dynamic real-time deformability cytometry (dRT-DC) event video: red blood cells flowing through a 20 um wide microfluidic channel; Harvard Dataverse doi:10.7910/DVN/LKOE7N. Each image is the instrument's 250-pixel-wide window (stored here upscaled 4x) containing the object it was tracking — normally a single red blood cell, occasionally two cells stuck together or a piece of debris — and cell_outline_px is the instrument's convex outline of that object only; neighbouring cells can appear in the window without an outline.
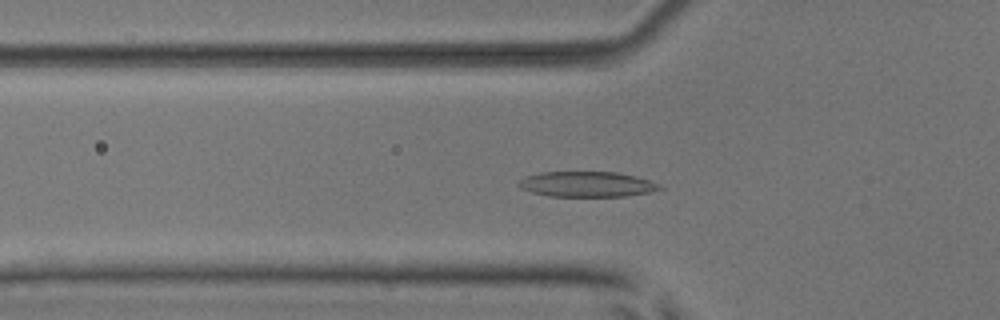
{"species": "common noctule bat (a hibernating species)", "species_latin": "Nyctalus noctula", "temperature_condition": "room temperature", "stored_images_in_passage": 53, "camera_frame_rate_fps": 3000, "um_per_image_px": 0.085, "animal": {"sex": "male", "body_mass_g": 17.9, "forearm_length_mm": 54.2}, "frame": {"image": 1, "passage_image": 19, "time_ms": 6.0, "image_size_px": [1000, 320], "cell_outline_px": [[664, 188], [648, 192], [624, 196], [548, 196], [532, 192], [520, 188], [516, 184], [524, 176], [540, 172], [616, 172], [636, 176], [648, 180]], "centroid_in_image_um": [49.81, 15.65], "position_along_channel_um": 76.0, "area_um2": 20.69}}
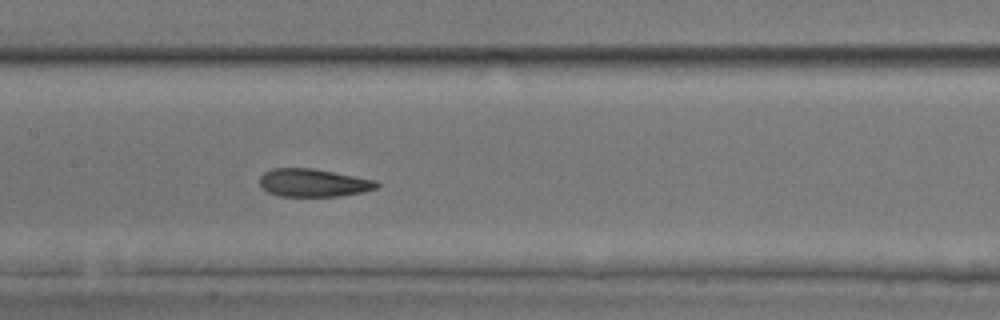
{"frame": {"image": 2, "passage_image": 27, "time_ms": 8.667, "image_size_px": [1000, 320], "cell_outline_px": [[380, 184], [376, 188], [364, 192], [340, 196], [280, 196], [268, 192], [260, 188], [260, 176], [264, 172], [272, 168], [312, 168], [376, 180]], "centroid_in_image_um": [26.62, 15.54], "position_along_channel_um": 180.8, "area_um2": 19.13}}
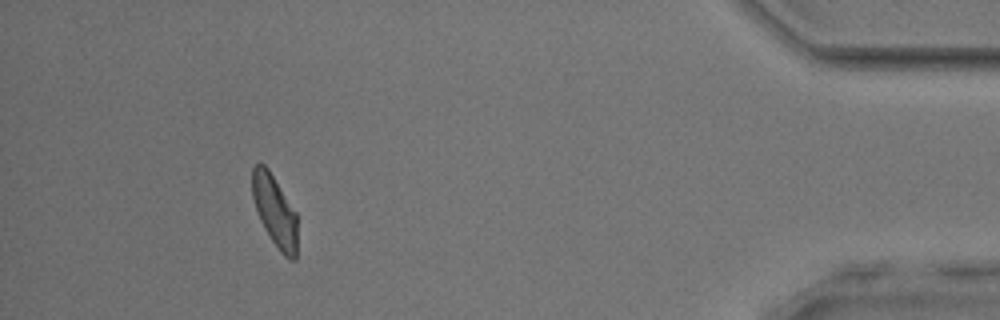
{"frame": {"image": 3, "passage_image": 49, "time_ms": 16.0, "image_size_px": [1000, 320], "cell_outline_px": [[296, 260], [292, 260], [284, 256], [280, 252], [264, 228], [260, 220], [252, 196], [252, 168], [256, 164], [264, 164], [268, 168], [296, 212]], "centroid_in_image_um": [23.34, 17.92], "position_along_channel_um": 411.9, "area_um2": 18.5}, "authors_computed_cell_mechanics": {"area_um2": 19.8254, "velocity_mm_per_s": 3.9346, "shape_relaxation_time_tau1_ms": 3.2011, "shape_relaxation_time_tau2_ms": 1.8703, "deformation_change_tau1": 0.1413, "deformation_change_tau2": 0.1008}}